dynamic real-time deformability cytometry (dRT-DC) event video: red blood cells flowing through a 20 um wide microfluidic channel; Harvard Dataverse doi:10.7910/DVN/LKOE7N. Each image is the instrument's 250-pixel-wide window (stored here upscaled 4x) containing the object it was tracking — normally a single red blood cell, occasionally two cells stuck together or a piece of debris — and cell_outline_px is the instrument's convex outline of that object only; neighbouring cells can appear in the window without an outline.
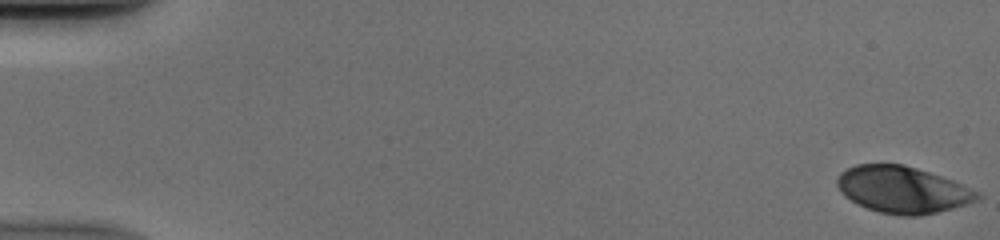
{"species": "human", "species_latin": "Homo sapiens", "temperature_condition": "cold", "stored_images_in_passage": 52, "camera_frame_rate_fps": 3000, "um_per_image_px": 0.085, "donor": {"sex": "male"}, "frame": {"image": 1, "passage_image": 1, "time_ms": 0.0, "image_size_px": [1000, 240], "cell_outline_px": [[980, 200], [952, 208], [920, 216], [900, 216], [880, 212], [856, 204], [844, 196], [840, 192], [836, 184], [836, 176], [840, 172], [856, 164], [904, 164], [952, 180], [980, 192]], "centroid_in_image_um": [76.68, 16.13], "position_along_channel_um": 8.3, "area_um2": 38.26}}
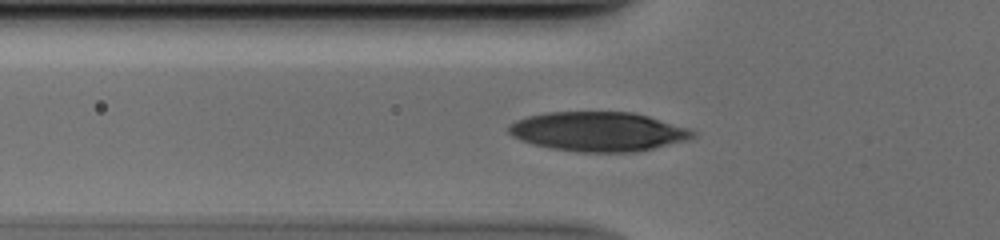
{"frame": {"image": 2, "passage_image": 19, "time_ms": 6.0, "image_size_px": [1000, 240], "cell_outline_px": [[696, 136], [688, 140], [636, 152], [580, 152], [552, 148], [532, 144], [520, 140], [512, 136], [508, 132], [508, 124], [516, 120], [528, 116], [548, 112], [632, 112], [648, 116], [692, 128], [696, 132]], "centroid_in_image_um": [50.87, 11.18], "position_along_channel_um": 74.9, "area_um2": 42.48}}
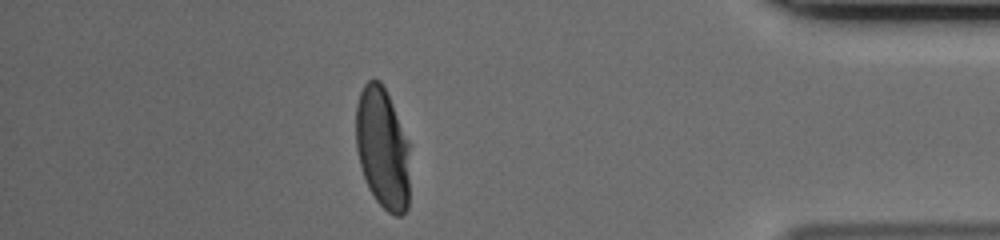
{"frame": {"image": 3, "passage_image": 46, "time_ms": 15.0, "image_size_px": [1000, 240], "cell_outline_px": [[408, 208], [400, 216], [396, 216], [388, 212], [376, 200], [368, 188], [360, 164], [356, 148], [356, 104], [360, 92], [364, 84], [372, 76], [380, 80], [392, 104], [408, 140]], "centroid_in_image_um": [32.49, 12.57], "position_along_channel_um": 402.7, "area_um2": 38.03}}